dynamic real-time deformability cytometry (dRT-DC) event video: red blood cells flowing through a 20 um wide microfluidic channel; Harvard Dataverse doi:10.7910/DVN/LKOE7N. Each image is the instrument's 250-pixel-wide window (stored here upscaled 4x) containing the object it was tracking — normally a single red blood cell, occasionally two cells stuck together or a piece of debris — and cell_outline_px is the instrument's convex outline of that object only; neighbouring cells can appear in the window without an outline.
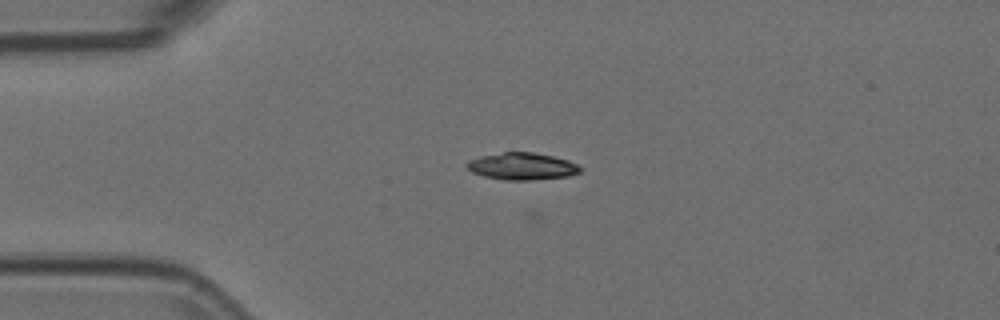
{"species": "Egyptian fruit bat (a non-hibernating species)", "species_latin": "Rousettus aegyptiacus", "temperature_condition": "room temperature", "stored_images_in_passage": 50, "camera_frame_rate_fps": 3000, "um_per_image_px": 0.085, "animal": {"sex": "female"}, "frame": {"image": 1, "passage_image": 11, "time_ms": 3.333, "image_size_px": [1000, 320], "cell_outline_px": [[580, 172], [568, 176], [532, 180], [504, 180], [484, 176], [472, 172], [464, 168], [464, 164], [468, 160], [484, 156], [504, 152], [532, 152], [552, 156], [568, 160], [576, 164], [580, 168]], "centroid_in_image_um": [44.33, 14.14], "position_along_channel_um": 40.7, "area_um2": 17.8}}
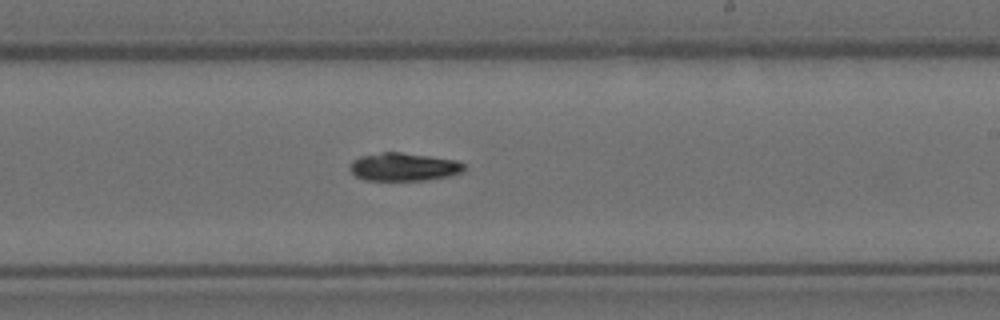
{"frame": {"image": 2, "passage_image": 30, "time_ms": 9.667, "image_size_px": [1000, 320], "cell_outline_px": [[464, 172], [448, 176], [424, 180], [364, 180], [356, 176], [348, 168], [352, 160], [360, 156], [380, 152], [400, 152], [456, 160], [464, 164]], "centroid_in_image_um": [34.28, 14.18], "position_along_channel_um": 254.7, "area_um2": 18.67}}
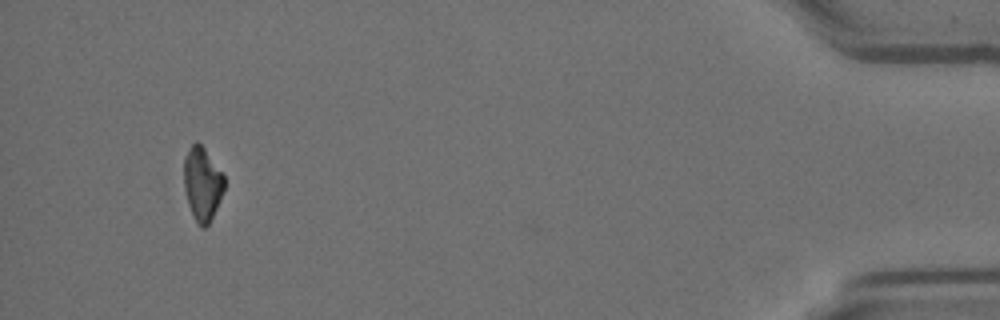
{"frame": {"image": 3, "passage_image": 49, "time_ms": 16.0, "image_size_px": [1000, 320], "cell_outline_px": [[224, 188], [220, 200], [208, 224], [204, 228], [200, 228], [188, 204], [184, 188], [184, 156], [192, 144], [196, 140], [204, 148], [224, 176]], "centroid_in_image_um": [17.18, 15.61], "position_along_channel_um": 418.0, "area_um2": 16.99}}